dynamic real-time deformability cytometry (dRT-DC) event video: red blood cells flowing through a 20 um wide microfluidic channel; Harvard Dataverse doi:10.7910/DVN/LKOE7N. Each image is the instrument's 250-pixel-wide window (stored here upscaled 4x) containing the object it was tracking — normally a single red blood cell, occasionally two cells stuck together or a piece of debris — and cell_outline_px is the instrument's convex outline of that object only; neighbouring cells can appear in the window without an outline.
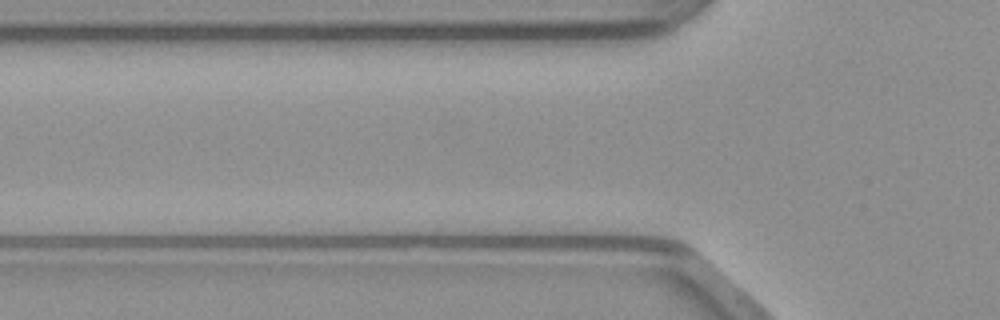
{"species": "common noctule bat (a hibernating species)", "species_latin": "Nyctalus noctula", "temperature_condition": "warm", "stored_images_in_passage": 3, "camera_frame_rate_fps": 3000, "um_per_image_px": 0.085, "animal": {"sex": "male", "body_mass_g": 23.1, "forearm_length_mm": 52.7}, "frame": {"image": 1, "passage_image": 2, "time_ms": 0.333, "image_size_px": [1000, 320], "cell_outline_px": [[708, 292], [544, 264], [668, 264], [680, 268], [688, 272]], "centroid_in_image_um": [54.68, 23.25], "position_along_channel_um": 71.1, "area_um2": 13.47}}